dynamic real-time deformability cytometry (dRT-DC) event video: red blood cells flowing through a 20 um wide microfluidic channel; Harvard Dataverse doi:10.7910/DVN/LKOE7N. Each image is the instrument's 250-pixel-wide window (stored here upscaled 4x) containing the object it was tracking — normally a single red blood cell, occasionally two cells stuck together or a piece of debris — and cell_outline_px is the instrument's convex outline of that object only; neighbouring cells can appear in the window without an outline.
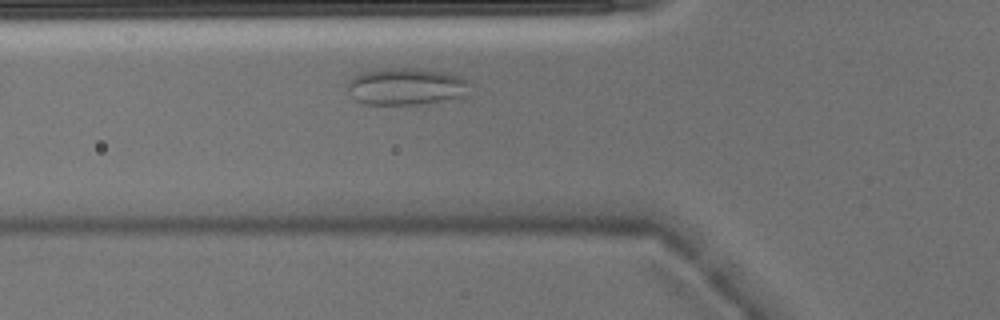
{"species": "Egyptian fruit bat (a non-hibernating species)", "species_latin": "Rousettus aegyptiacus", "temperature_condition": "warm", "stored_images_in_passage": 6, "camera_frame_rate_fps": 3000, "um_per_image_px": 0.085, "animal": {"sex": "male"}, "frame": {"image": 1, "passage_image": 6, "time_ms": 1.667, "image_size_px": [1000, 320], "cell_outline_px": [[468, 80], [460, 96], [444, 100], [416, 104], [364, 104], [356, 100], [348, 92], [348, 84], [352, 76], [364, 72], [380, 68], [412, 68], [444, 72], [460, 76]], "centroid_in_image_um": [34.41, 7.33], "position_along_channel_um": 91.4, "area_um2": 25.78}}